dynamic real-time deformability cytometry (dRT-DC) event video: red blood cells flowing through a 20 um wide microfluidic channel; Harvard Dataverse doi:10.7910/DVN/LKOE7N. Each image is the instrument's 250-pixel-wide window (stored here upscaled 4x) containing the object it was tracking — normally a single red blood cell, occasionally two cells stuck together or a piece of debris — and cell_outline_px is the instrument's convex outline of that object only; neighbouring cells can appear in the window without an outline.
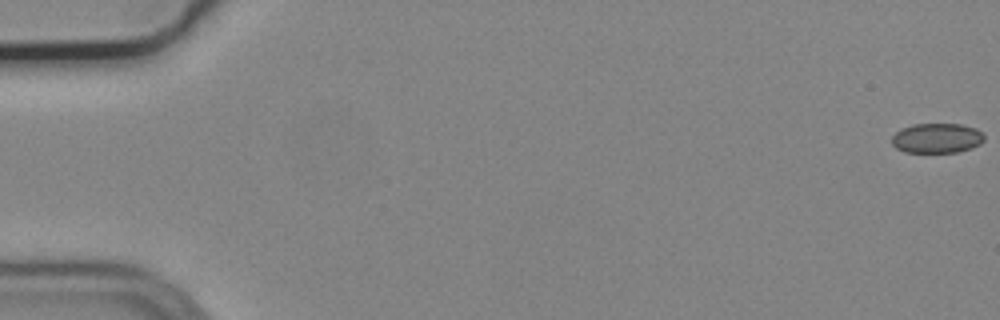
{"species": "common noctule bat (a hibernating species)", "species_latin": "Nyctalus noctula", "temperature_condition": "cold", "stored_images_in_passage": 7, "camera_frame_rate_fps": 3000, "um_per_image_px": 0.085, "animal": {"sex": "male", "body_mass_g": 19.2, "forearm_length_mm": 51.8}, "frame": {"image": 1, "passage_image": 1, "time_ms": 0.0, "image_size_px": [1000, 320], "cell_outline_px": [[984, 140], [980, 144], [972, 148], [956, 152], [904, 152], [896, 148], [892, 144], [892, 136], [900, 128], [912, 124], [960, 124], [976, 128], [984, 136]], "centroid_in_image_um": [79.61, 11.74], "position_along_channel_um": 5.4, "area_um2": 16.13}}
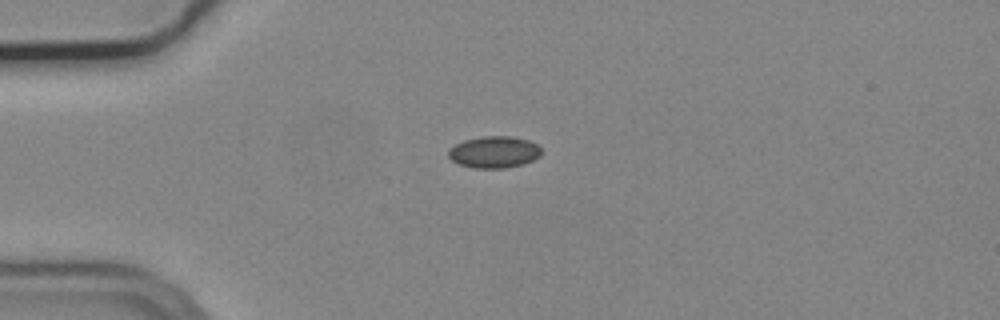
{"frame": {"image": 2, "passage_image": 5, "time_ms": 1.333, "image_size_px": [1000, 320], "cell_outline_px": [[540, 156], [524, 164], [504, 168], [472, 168], [460, 164], [452, 160], [448, 156], [448, 148], [464, 140], [484, 136], [512, 136], [528, 140], [536, 144], [540, 148]], "centroid_in_image_um": [41.98, 12.92], "position_along_channel_um": 43.0, "area_um2": 17.17}}
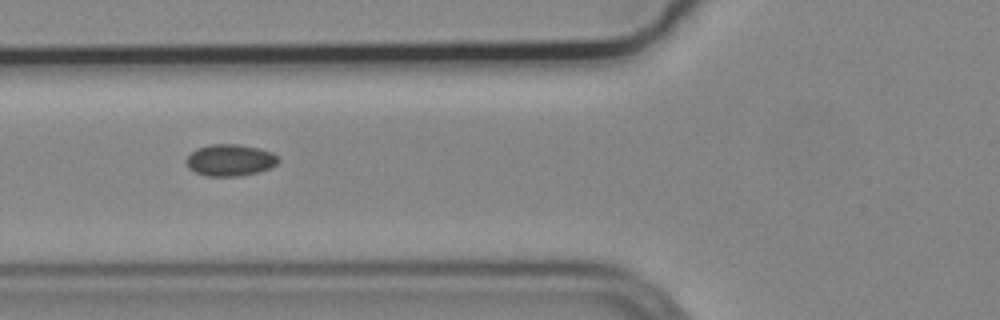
{"frame": {"image": 3, "passage_image": 7, "time_ms": 2.0, "image_size_px": [1000, 320], "cell_outline_px": [[280, 160], [272, 168], [240, 176], [208, 176], [196, 172], [188, 168], [184, 160], [196, 148], [212, 144], [240, 144], [260, 148], [272, 152], [280, 156]], "centroid_in_image_um": [19.58, 13.6], "position_along_channel_um": 106.2, "area_um2": 17.22}}